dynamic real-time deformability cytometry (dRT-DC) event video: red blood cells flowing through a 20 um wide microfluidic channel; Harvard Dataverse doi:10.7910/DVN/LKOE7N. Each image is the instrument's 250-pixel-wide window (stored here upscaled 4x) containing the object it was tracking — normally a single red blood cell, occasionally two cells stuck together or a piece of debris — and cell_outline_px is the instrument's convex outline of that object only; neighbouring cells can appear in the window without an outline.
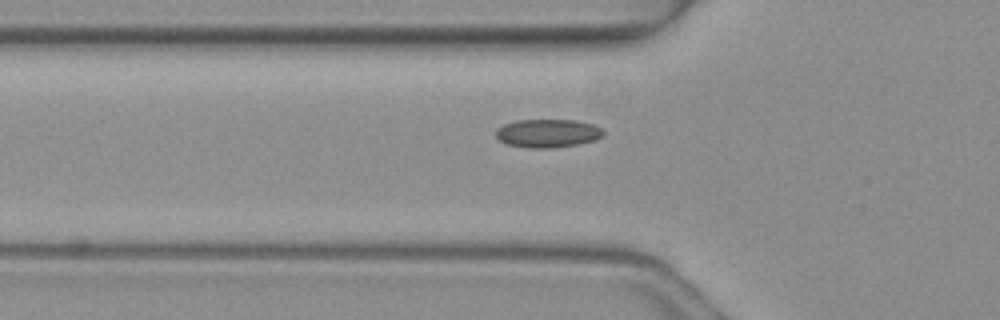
{"species": "common noctule bat (a hibernating species)", "species_latin": "Nyctalus noctula", "temperature_condition": "warm", "stored_images_in_passage": 3, "camera_frame_rate_fps": 3000, "um_per_image_px": 0.085, "animal": {"sex": "female", "body_mass_g": 19.3, "forearm_length_mm": 54.1}, "frame": {"image": 1, "passage_image": 3, "time_ms": 0.667, "image_size_px": [1000, 320], "cell_outline_px": [[604, 136], [596, 140], [580, 144], [548, 148], [528, 148], [508, 144], [500, 140], [496, 136], [496, 128], [504, 124], [516, 120], [576, 120], [592, 124], [600, 128], [604, 132]], "centroid_in_image_um": [46.57, 11.33], "position_along_channel_um": 79.2, "area_um2": 17.8}}